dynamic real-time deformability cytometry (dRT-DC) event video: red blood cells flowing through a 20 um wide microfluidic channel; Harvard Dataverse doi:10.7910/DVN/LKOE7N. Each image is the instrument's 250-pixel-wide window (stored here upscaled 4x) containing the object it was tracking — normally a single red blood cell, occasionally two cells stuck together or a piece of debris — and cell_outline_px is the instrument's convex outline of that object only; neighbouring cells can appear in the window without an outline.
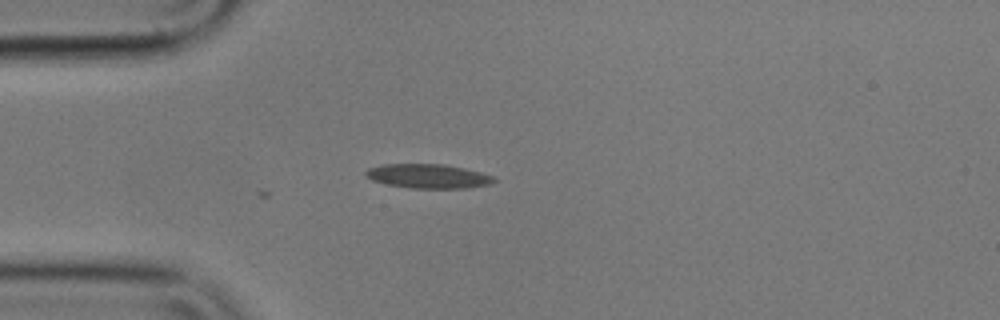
{"species": "common noctule bat (a hibernating species)", "species_latin": "Nyctalus noctula", "temperature_condition": "cold", "stored_images_in_passage": 2, "camera_frame_rate_fps": 3000, "um_per_image_px": 0.085, "animal": {"sex": "male", "body_mass_g": 17.9}, "frame": {"image": 1, "passage_image": 2, "time_ms": 0.333, "image_size_px": [1000, 320], "cell_outline_px": [[496, 180], [492, 184], [468, 188], [412, 188], [384, 184], [372, 180], [364, 176], [364, 172], [368, 168], [384, 164], [444, 164], [464, 168], [480, 172], [492, 176]], "centroid_in_image_um": [36.36, 14.97], "position_along_channel_um": 48.6, "area_um2": 18.21}}